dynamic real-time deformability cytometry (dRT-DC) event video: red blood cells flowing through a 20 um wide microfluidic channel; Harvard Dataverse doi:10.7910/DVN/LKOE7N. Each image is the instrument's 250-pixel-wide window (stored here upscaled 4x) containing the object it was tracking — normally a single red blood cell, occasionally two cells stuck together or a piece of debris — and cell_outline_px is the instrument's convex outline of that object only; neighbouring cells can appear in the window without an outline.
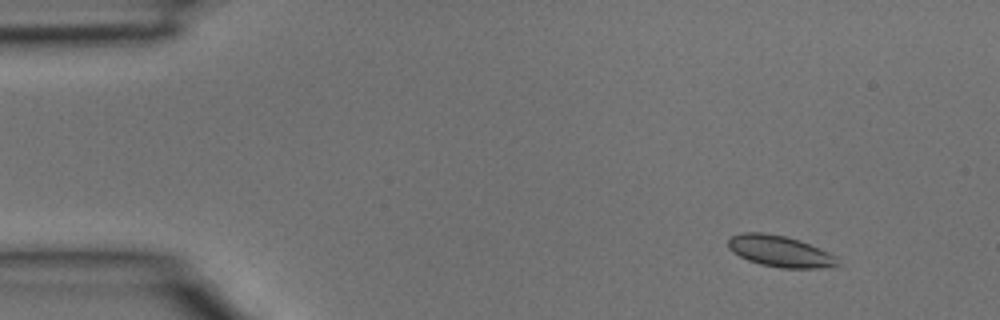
{"species": "common noctule bat (a hibernating species)", "species_latin": "Nyctalus noctula", "temperature_condition": "room temperature", "stored_images_in_passage": 36, "camera_frame_rate_fps": 3000, "um_per_image_px": 0.085, "animal": {"sex": "male", "body_mass_g": 15.6}, "frame": {"image": 1, "passage_image": 1, "time_ms": 0.0, "image_size_px": [1000, 320], "cell_outline_px": [[840, 268], [780, 268], [760, 264], [748, 260], [732, 252], [728, 248], [728, 240], [732, 236], [740, 232], [764, 232], [784, 236], [800, 240], [828, 252], [836, 256], [840, 264]], "centroid_in_image_um": [66.33, 21.37], "position_along_channel_um": 18.7, "area_um2": 20.23}}
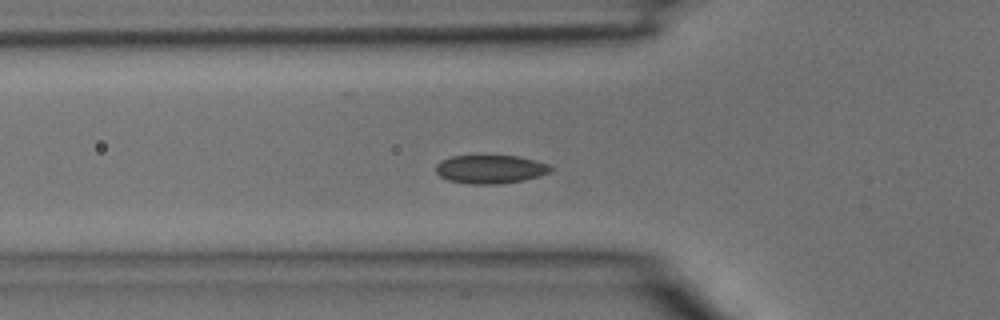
{"frame": {"image": 2, "passage_image": 10, "time_ms": 3.0, "image_size_px": [1000, 320], "cell_outline_px": [[552, 172], [540, 176], [524, 180], [500, 184], [468, 184], [448, 180], [440, 176], [436, 172], [436, 164], [440, 160], [452, 156], [520, 156], [548, 164], [552, 168]], "centroid_in_image_um": [41.68, 14.39], "position_along_channel_um": 84.1, "area_um2": 19.19}}
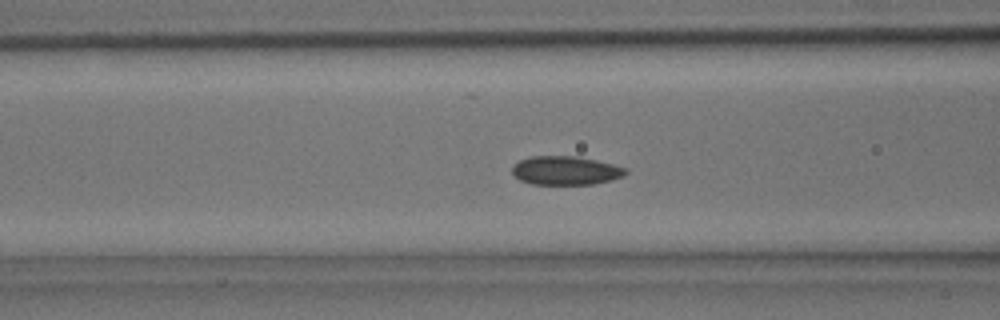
{"frame": {"image": 3, "passage_image": 12, "time_ms": 3.667, "image_size_px": [1000, 320], "cell_outline_px": [[628, 172], [624, 176], [612, 180], [592, 184], [532, 184], [520, 180], [512, 172], [512, 164], [520, 160], [532, 156], [576, 156], [596, 160], [628, 168]], "centroid_in_image_um": [48.09, 14.49], "position_along_channel_um": 118.5, "area_um2": 19.07}}